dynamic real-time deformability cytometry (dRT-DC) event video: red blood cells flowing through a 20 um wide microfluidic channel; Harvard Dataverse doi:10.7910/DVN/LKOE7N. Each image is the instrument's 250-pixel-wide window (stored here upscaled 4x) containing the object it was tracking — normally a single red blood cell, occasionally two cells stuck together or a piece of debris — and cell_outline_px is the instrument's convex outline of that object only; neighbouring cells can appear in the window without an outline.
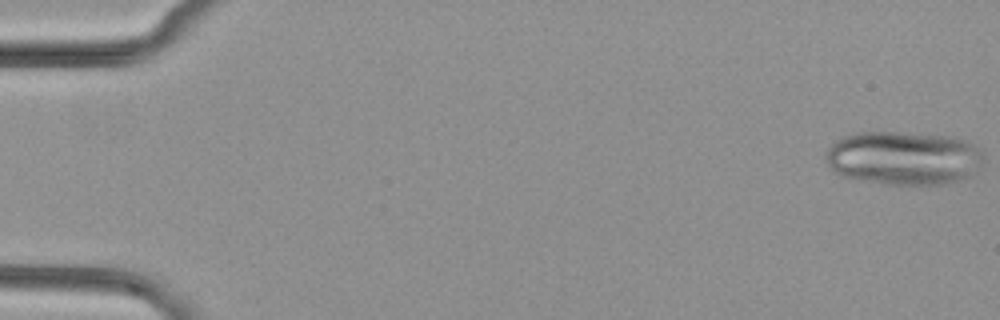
{"species": "common noctule bat (a hibernating species)", "species_latin": "Nyctalus noctula", "temperature_condition": "cold", "stored_images_in_passage": 18, "camera_frame_rate_fps": 3000, "um_per_image_px": 0.085, "animal": {"sex": "female", "body_mass_g": 29.2, "forearm_length_mm": 56.3}, "frame": {"image": 1, "passage_image": 1, "time_ms": 0.0, "image_size_px": [1000, 320], "cell_outline_px": [[984, 160], [968, 176], [960, 180], [948, 184], [880, 184], [840, 176], [828, 164], [824, 152], [836, 140], [844, 136], [856, 132], [896, 132], [944, 136], [964, 140], [976, 144], [984, 152]], "centroid_in_image_um": [76.79, 13.44], "position_along_channel_um": 8.2, "area_um2": 49.53}}